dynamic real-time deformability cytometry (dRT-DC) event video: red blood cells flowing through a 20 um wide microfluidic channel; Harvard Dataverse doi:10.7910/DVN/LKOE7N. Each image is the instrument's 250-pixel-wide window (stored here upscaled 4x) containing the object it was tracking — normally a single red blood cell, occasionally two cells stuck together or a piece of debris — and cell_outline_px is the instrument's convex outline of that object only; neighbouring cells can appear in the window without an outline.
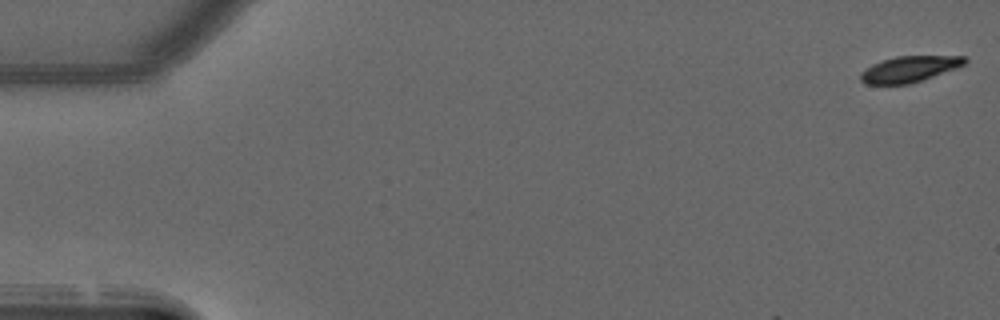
{"species": "common noctule bat (a hibernating species)", "species_latin": "Nyctalus noctula", "temperature_condition": "warm", "stored_images_in_passage": 10, "camera_frame_rate_fps": 3000, "um_per_image_px": 0.085, "animal": {"sex": "male", "forearm_length_mm": 52.5}, "frame": {"image": 1, "passage_image": 1, "time_ms": 0.0, "image_size_px": [1000, 320], "cell_outline_px": [[968, 60], [964, 64], [920, 80], [908, 84], [868, 84], [860, 80], [860, 76], [872, 64], [896, 56], [964, 56]], "centroid_in_image_um": [77.28, 5.86], "position_along_channel_um": 7.7, "area_um2": 15.14}}